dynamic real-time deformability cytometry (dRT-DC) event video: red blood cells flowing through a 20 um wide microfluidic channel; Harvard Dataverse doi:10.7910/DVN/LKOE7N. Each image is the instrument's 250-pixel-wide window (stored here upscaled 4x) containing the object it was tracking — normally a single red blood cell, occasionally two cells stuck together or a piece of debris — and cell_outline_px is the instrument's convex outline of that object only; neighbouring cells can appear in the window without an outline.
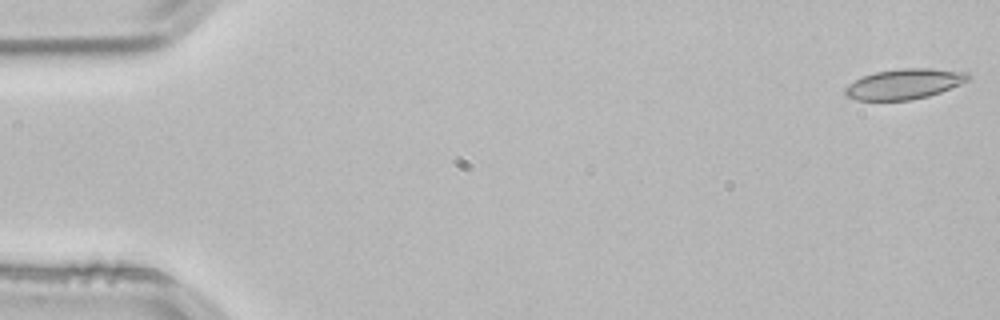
{"species": "common noctule bat (a hibernating species)", "species_latin": "Nyctalus noctula", "temperature_condition": "room temperature", "stored_images_in_passage": 14, "camera_frame_rate_fps": 3000, "um_per_image_px": 0.085, "animal": {"sex": "male", "body_mass_g": 21.5, "forearm_length_mm": 52.0}, "frame": {"image": 1, "passage_image": 1, "time_ms": 0.0, "image_size_px": [1000, 320], "cell_outline_px": [[972, 76], [968, 80], [960, 84], [940, 92], [928, 96], [912, 100], [856, 100], [848, 96], [844, 92], [844, 88], [848, 84], [864, 76], [876, 72], [900, 68], [932, 68], [968, 72]], "centroid_in_image_um": [76.89, 7.13], "position_along_channel_um": 8.1, "area_um2": 21.68}}
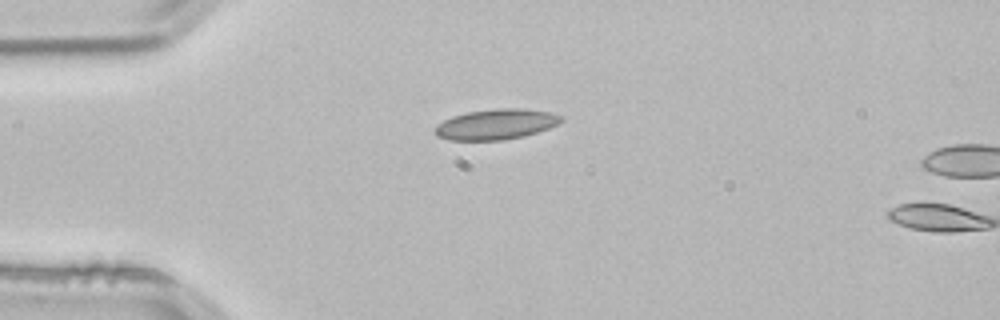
{"frame": {"image": 2, "passage_image": 13, "time_ms": 4.0, "image_size_px": [1000, 320], "cell_outline_px": [[564, 120], [548, 128], [524, 136], [504, 140], [448, 140], [436, 136], [432, 128], [436, 124], [452, 116], [468, 112], [496, 108], [524, 108], [548, 112], [564, 116]], "centroid_in_image_um": [42.12, 10.56], "position_along_channel_um": 42.9, "area_um2": 22.54}}